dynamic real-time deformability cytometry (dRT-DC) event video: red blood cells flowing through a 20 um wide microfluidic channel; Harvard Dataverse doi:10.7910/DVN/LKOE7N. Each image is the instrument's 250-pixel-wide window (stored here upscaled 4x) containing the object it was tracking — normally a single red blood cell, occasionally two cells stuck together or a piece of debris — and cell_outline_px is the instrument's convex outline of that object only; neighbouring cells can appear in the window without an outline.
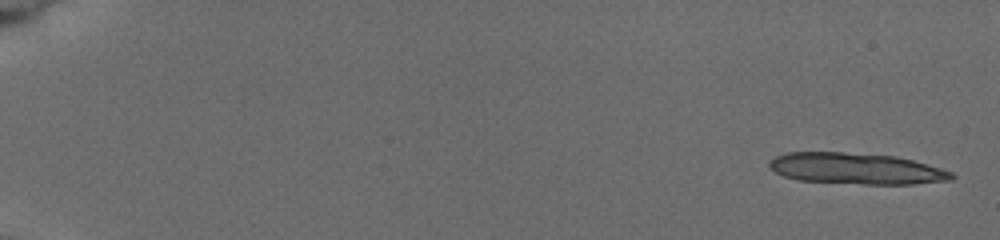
{"species": "common noctule bat (a hibernating species)", "species_latin": "Nyctalus noctula", "temperature_condition": "cold", "stored_images_in_passage": 36, "camera_frame_rate_fps": 3000, "um_per_image_px": 0.085, "animal": {"sex": "female", "body_mass_g": 19.5, "forearm_length_mm": 54.1}, "frame": {"image": 1, "passage_image": 1, "time_ms": 0.0, "image_size_px": [1000, 240], "cell_outline_px": [[956, 176], [952, 180], [912, 184], [864, 184], [800, 180], [784, 176], [776, 172], [768, 164], [776, 156], [784, 152], [844, 152], [896, 156], [912, 160], [940, 168], [952, 172]], "centroid_in_image_um": [72.8, 14.33], "position_along_channel_um": 12.2, "area_um2": 32.95}}
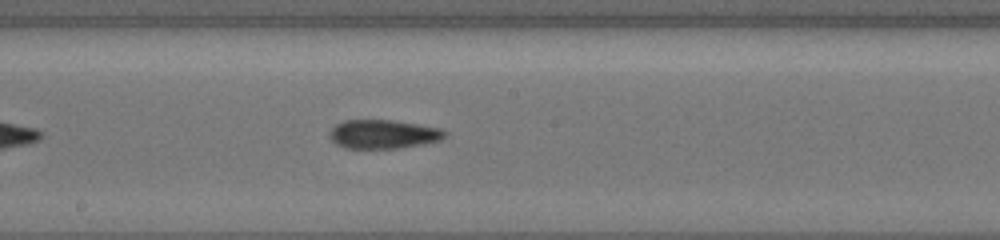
{"frame": {"image": 2, "passage_image": 18, "time_ms": 10.333, "image_size_px": [1000, 240], "cell_outline_px": [[448, 132], [440, 140], [424, 144], [400, 148], [344, 148], [336, 144], [328, 136], [328, 132], [336, 124], [344, 120], [392, 120], [440, 128]], "centroid_in_image_um": [32.55, 11.41], "position_along_channel_um": 215.7, "area_um2": 19.42}}
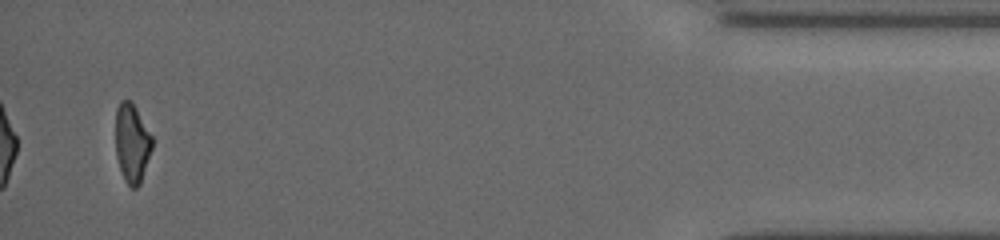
{"frame": {"image": 3, "passage_image": 33, "time_ms": 17.333, "image_size_px": [1000, 240], "cell_outline_px": [[152, 148], [140, 184], [136, 188], [132, 188], [124, 180], [116, 156], [116, 108], [120, 100], [132, 100], [152, 136]], "centroid_in_image_um": [11.21, 12.14], "position_along_channel_um": 424.0, "area_um2": 16.82}}